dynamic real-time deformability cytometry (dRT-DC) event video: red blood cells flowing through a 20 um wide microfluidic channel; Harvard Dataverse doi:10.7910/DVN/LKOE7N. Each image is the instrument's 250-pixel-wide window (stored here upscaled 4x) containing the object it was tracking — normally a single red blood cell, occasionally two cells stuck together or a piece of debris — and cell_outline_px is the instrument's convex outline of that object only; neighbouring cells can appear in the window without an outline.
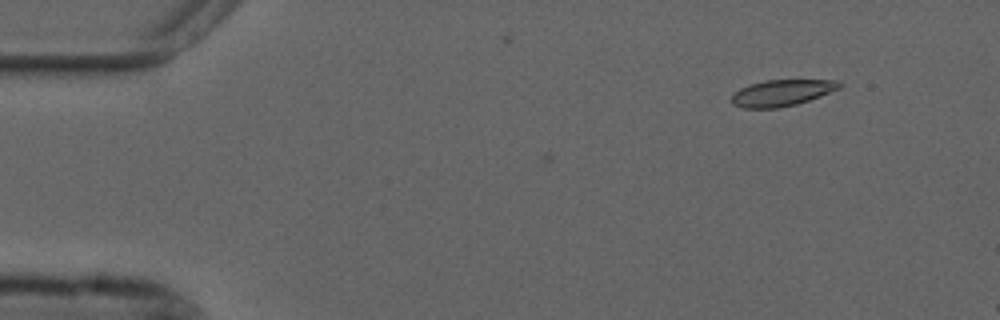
{"species": "common noctule bat (a hibernating species)", "species_latin": "Nyctalus noctula", "temperature_condition": "cold", "stored_images_in_passage": 3, "camera_frame_rate_fps": 3000, "um_per_image_px": 0.085, "animal": {"sex": "male", "forearm_length_mm": 52.5}, "frame": {"image": 1, "passage_image": 3, "time_ms": 0.667, "image_size_px": [1000, 320], "cell_outline_px": [[840, 88], [820, 96], [796, 104], [776, 108], [744, 108], [732, 104], [732, 96], [740, 88], [764, 80], [840, 80]], "centroid_in_image_um": [66.46, 7.89], "position_along_channel_um": 18.5, "area_um2": 16.3}}